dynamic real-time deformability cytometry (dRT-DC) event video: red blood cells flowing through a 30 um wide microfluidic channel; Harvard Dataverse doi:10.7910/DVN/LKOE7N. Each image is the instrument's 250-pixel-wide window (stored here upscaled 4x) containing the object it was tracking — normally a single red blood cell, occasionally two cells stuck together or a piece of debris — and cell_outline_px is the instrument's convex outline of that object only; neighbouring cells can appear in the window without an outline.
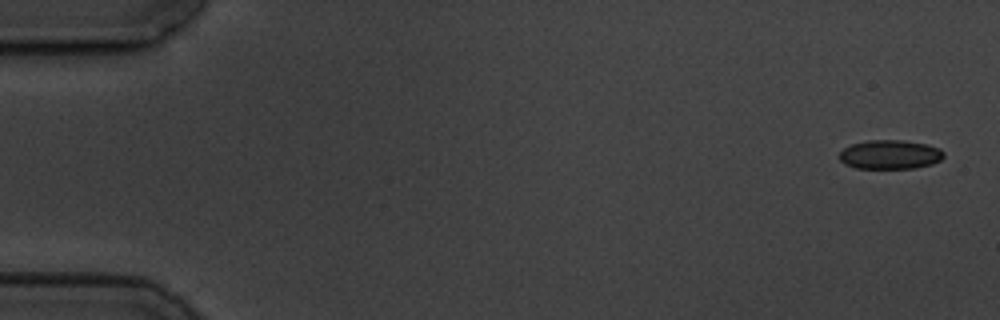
{"species": "common noctule bat (a hibernating species)", "species_latin": "Nyctalus noctula", "temperature_condition": "cold", "stored_images_in_passage": 9, "camera_frame_rate_fps": 3000, "um_per_image_px": 0.085, "animal": {"sex": "male", "body_mass_g": 19.5, "forearm_length_mm": 54.6}, "frame": {"image": 1, "passage_image": 1, "time_ms": 0.0, "image_size_px": [1000, 320], "cell_outline_px": [[944, 156], [940, 160], [932, 164], [916, 168], [856, 168], [844, 164], [836, 156], [844, 148], [852, 144], [868, 140], [904, 140], [924, 144], [940, 148], [944, 152]], "centroid_in_image_um": [75.63, 13.14], "position_along_channel_um": 9.4, "area_um2": 17.8}}
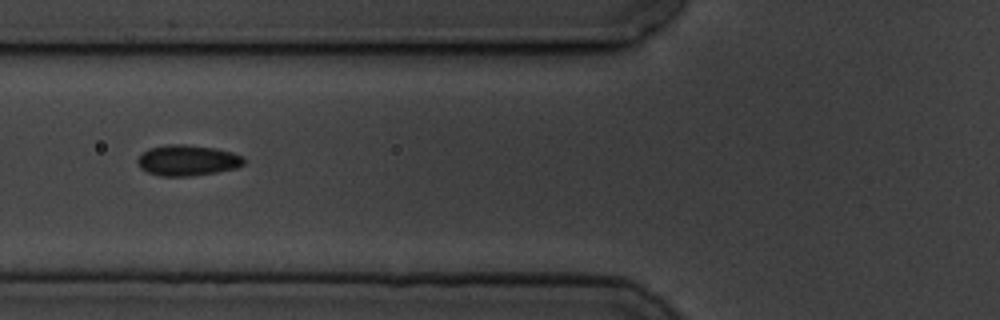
{"frame": {"image": 2, "passage_image": 7, "time_ms": 6.667, "image_size_px": [1000, 320], "cell_outline_px": [[244, 164], [236, 168], [216, 172], [192, 176], [160, 176], [148, 172], [140, 168], [136, 160], [148, 148], [164, 144], [184, 144], [216, 148], [232, 152], [244, 156]], "centroid_in_image_um": [15.93, 13.62], "position_along_channel_um": 109.9, "area_um2": 19.19}}
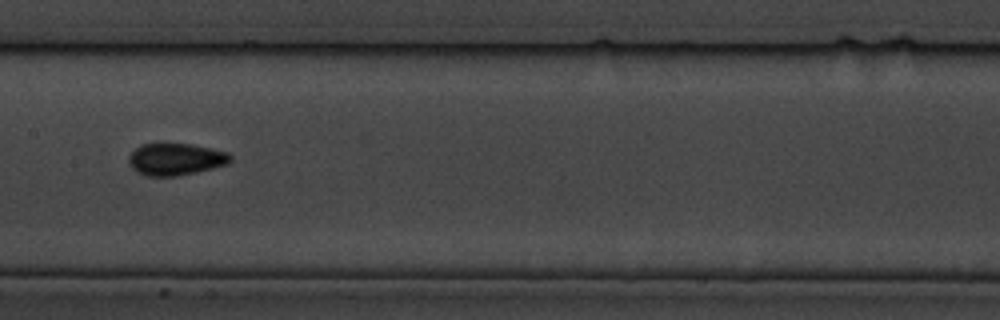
{"frame": {"image": 3, "passage_image": 9, "time_ms": 9.0, "image_size_px": [1000, 320], "cell_outline_px": [[232, 160], [228, 164], [196, 172], [176, 176], [148, 176], [136, 172], [128, 164], [128, 156], [140, 144], [192, 144], [212, 148], [228, 152], [232, 156]], "centroid_in_image_um": [14.93, 13.53], "position_along_channel_um": 192.5, "area_um2": 19.07}}